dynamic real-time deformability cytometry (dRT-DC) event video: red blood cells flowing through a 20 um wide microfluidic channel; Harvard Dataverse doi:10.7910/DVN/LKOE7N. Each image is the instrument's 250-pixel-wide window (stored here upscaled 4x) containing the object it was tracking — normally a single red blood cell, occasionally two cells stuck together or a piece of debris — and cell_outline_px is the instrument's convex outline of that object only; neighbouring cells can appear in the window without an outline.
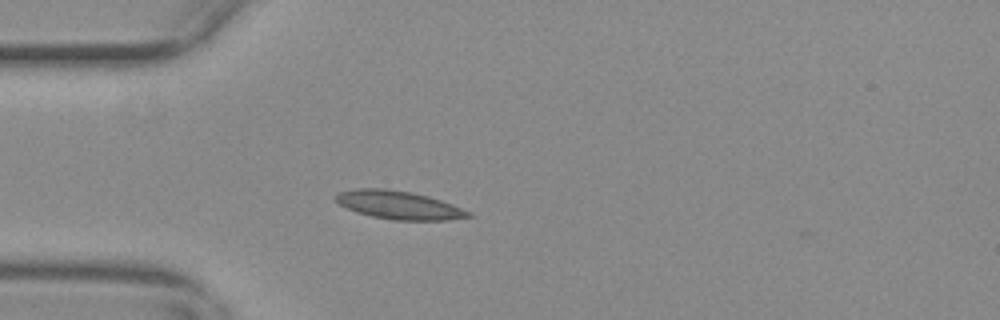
{"species": "common noctule bat (a hibernating species)", "species_latin": "Nyctalus noctula", "temperature_condition": "warm", "stored_images_in_passage": 5, "camera_frame_rate_fps": 3000, "um_per_image_px": 0.085, "animal": {"sex": "female", "body_mass_g": 29.2, "forearm_length_mm": 56.3}, "frame": {"image": 1, "passage_image": 3, "time_ms": 0.667, "image_size_px": [1000, 320], "cell_outline_px": [[472, 216], [448, 220], [392, 220], [372, 216], [356, 212], [340, 204], [332, 196], [336, 192], [356, 188], [384, 188], [412, 192], [428, 196], [452, 204], [472, 212]], "centroid_in_image_um": [33.87, 17.42], "position_along_channel_um": 51.1, "area_um2": 21.96}}